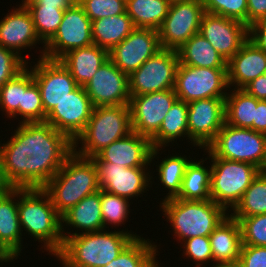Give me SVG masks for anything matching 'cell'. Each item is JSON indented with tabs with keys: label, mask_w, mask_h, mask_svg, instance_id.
<instances>
[{
	"label": "cell",
	"mask_w": 266,
	"mask_h": 267,
	"mask_svg": "<svg viewBox=\"0 0 266 267\" xmlns=\"http://www.w3.org/2000/svg\"><path fill=\"white\" fill-rule=\"evenodd\" d=\"M72 153L73 141L46 121L20 123L0 146L3 174L12 188H42Z\"/></svg>",
	"instance_id": "obj_1"
},
{
	"label": "cell",
	"mask_w": 266,
	"mask_h": 267,
	"mask_svg": "<svg viewBox=\"0 0 266 267\" xmlns=\"http://www.w3.org/2000/svg\"><path fill=\"white\" fill-rule=\"evenodd\" d=\"M18 215L23 232L57 255L64 244L61 215L42 188H18ZM37 239V240H36ZM43 241V242H42Z\"/></svg>",
	"instance_id": "obj_2"
},
{
	"label": "cell",
	"mask_w": 266,
	"mask_h": 267,
	"mask_svg": "<svg viewBox=\"0 0 266 267\" xmlns=\"http://www.w3.org/2000/svg\"><path fill=\"white\" fill-rule=\"evenodd\" d=\"M42 189L62 216L83 198L100 190L98 167L92 158L73 152Z\"/></svg>",
	"instance_id": "obj_3"
},
{
	"label": "cell",
	"mask_w": 266,
	"mask_h": 267,
	"mask_svg": "<svg viewBox=\"0 0 266 267\" xmlns=\"http://www.w3.org/2000/svg\"><path fill=\"white\" fill-rule=\"evenodd\" d=\"M141 236L131 231H106L69 236L57 256L69 267H104L117 258L133 240Z\"/></svg>",
	"instance_id": "obj_4"
},
{
	"label": "cell",
	"mask_w": 266,
	"mask_h": 267,
	"mask_svg": "<svg viewBox=\"0 0 266 267\" xmlns=\"http://www.w3.org/2000/svg\"><path fill=\"white\" fill-rule=\"evenodd\" d=\"M160 207L180 243L196 236H209L229 215L212 199L197 201L172 198L160 201Z\"/></svg>",
	"instance_id": "obj_5"
},
{
	"label": "cell",
	"mask_w": 266,
	"mask_h": 267,
	"mask_svg": "<svg viewBox=\"0 0 266 267\" xmlns=\"http://www.w3.org/2000/svg\"><path fill=\"white\" fill-rule=\"evenodd\" d=\"M132 131L129 105L94 107L89 122L73 141V152L81 157L93 158L103 148Z\"/></svg>",
	"instance_id": "obj_6"
},
{
	"label": "cell",
	"mask_w": 266,
	"mask_h": 267,
	"mask_svg": "<svg viewBox=\"0 0 266 267\" xmlns=\"http://www.w3.org/2000/svg\"><path fill=\"white\" fill-rule=\"evenodd\" d=\"M203 150L208 153L209 161L212 162L210 197L230 213L260 170L246 162L218 158L207 147Z\"/></svg>",
	"instance_id": "obj_7"
},
{
	"label": "cell",
	"mask_w": 266,
	"mask_h": 267,
	"mask_svg": "<svg viewBox=\"0 0 266 267\" xmlns=\"http://www.w3.org/2000/svg\"><path fill=\"white\" fill-rule=\"evenodd\" d=\"M207 148L218 158L266 167V134L224 124Z\"/></svg>",
	"instance_id": "obj_8"
},
{
	"label": "cell",
	"mask_w": 266,
	"mask_h": 267,
	"mask_svg": "<svg viewBox=\"0 0 266 267\" xmlns=\"http://www.w3.org/2000/svg\"><path fill=\"white\" fill-rule=\"evenodd\" d=\"M174 92L190 103L206 98H226L229 89L227 68L192 67L179 63Z\"/></svg>",
	"instance_id": "obj_9"
},
{
	"label": "cell",
	"mask_w": 266,
	"mask_h": 267,
	"mask_svg": "<svg viewBox=\"0 0 266 267\" xmlns=\"http://www.w3.org/2000/svg\"><path fill=\"white\" fill-rule=\"evenodd\" d=\"M92 21L78 2L64 11L63 19L54 36L43 46L39 58L59 60L70 50L93 44Z\"/></svg>",
	"instance_id": "obj_10"
},
{
	"label": "cell",
	"mask_w": 266,
	"mask_h": 267,
	"mask_svg": "<svg viewBox=\"0 0 266 267\" xmlns=\"http://www.w3.org/2000/svg\"><path fill=\"white\" fill-rule=\"evenodd\" d=\"M178 66L177 50L161 48L128 76L130 96L173 89Z\"/></svg>",
	"instance_id": "obj_11"
},
{
	"label": "cell",
	"mask_w": 266,
	"mask_h": 267,
	"mask_svg": "<svg viewBox=\"0 0 266 267\" xmlns=\"http://www.w3.org/2000/svg\"><path fill=\"white\" fill-rule=\"evenodd\" d=\"M204 12L201 0L172 2L158 30L161 48L177 50L193 35L199 33Z\"/></svg>",
	"instance_id": "obj_12"
},
{
	"label": "cell",
	"mask_w": 266,
	"mask_h": 267,
	"mask_svg": "<svg viewBox=\"0 0 266 267\" xmlns=\"http://www.w3.org/2000/svg\"><path fill=\"white\" fill-rule=\"evenodd\" d=\"M177 99L174 89L131 96L129 107L133 132L151 139Z\"/></svg>",
	"instance_id": "obj_13"
},
{
	"label": "cell",
	"mask_w": 266,
	"mask_h": 267,
	"mask_svg": "<svg viewBox=\"0 0 266 267\" xmlns=\"http://www.w3.org/2000/svg\"><path fill=\"white\" fill-rule=\"evenodd\" d=\"M225 124V98L188 103V135L193 147L206 148Z\"/></svg>",
	"instance_id": "obj_14"
},
{
	"label": "cell",
	"mask_w": 266,
	"mask_h": 267,
	"mask_svg": "<svg viewBox=\"0 0 266 267\" xmlns=\"http://www.w3.org/2000/svg\"><path fill=\"white\" fill-rule=\"evenodd\" d=\"M37 64L31 66L33 79L37 83L44 112L48 115L57 104L79 85L70 72L59 60L38 58Z\"/></svg>",
	"instance_id": "obj_15"
},
{
	"label": "cell",
	"mask_w": 266,
	"mask_h": 267,
	"mask_svg": "<svg viewBox=\"0 0 266 267\" xmlns=\"http://www.w3.org/2000/svg\"><path fill=\"white\" fill-rule=\"evenodd\" d=\"M199 33L228 62L248 40L249 27L238 20L204 12Z\"/></svg>",
	"instance_id": "obj_16"
},
{
	"label": "cell",
	"mask_w": 266,
	"mask_h": 267,
	"mask_svg": "<svg viewBox=\"0 0 266 267\" xmlns=\"http://www.w3.org/2000/svg\"><path fill=\"white\" fill-rule=\"evenodd\" d=\"M98 167L100 189L118 196L132 199L144 195L152 183L148 167H123L111 162L95 161ZM147 171V172H146ZM150 173V174H149Z\"/></svg>",
	"instance_id": "obj_17"
},
{
	"label": "cell",
	"mask_w": 266,
	"mask_h": 267,
	"mask_svg": "<svg viewBox=\"0 0 266 267\" xmlns=\"http://www.w3.org/2000/svg\"><path fill=\"white\" fill-rule=\"evenodd\" d=\"M161 49L155 29L135 28L109 51V59L128 76Z\"/></svg>",
	"instance_id": "obj_18"
},
{
	"label": "cell",
	"mask_w": 266,
	"mask_h": 267,
	"mask_svg": "<svg viewBox=\"0 0 266 267\" xmlns=\"http://www.w3.org/2000/svg\"><path fill=\"white\" fill-rule=\"evenodd\" d=\"M84 89L94 107L129 105L128 75L108 59L97 70Z\"/></svg>",
	"instance_id": "obj_19"
},
{
	"label": "cell",
	"mask_w": 266,
	"mask_h": 267,
	"mask_svg": "<svg viewBox=\"0 0 266 267\" xmlns=\"http://www.w3.org/2000/svg\"><path fill=\"white\" fill-rule=\"evenodd\" d=\"M93 109L84 87L78 86L57 104L45 121L74 141L89 122Z\"/></svg>",
	"instance_id": "obj_20"
},
{
	"label": "cell",
	"mask_w": 266,
	"mask_h": 267,
	"mask_svg": "<svg viewBox=\"0 0 266 267\" xmlns=\"http://www.w3.org/2000/svg\"><path fill=\"white\" fill-rule=\"evenodd\" d=\"M160 148H152L148 137L131 132L126 137L112 142L92 159L111 162L123 167H151L152 160L158 157Z\"/></svg>",
	"instance_id": "obj_21"
},
{
	"label": "cell",
	"mask_w": 266,
	"mask_h": 267,
	"mask_svg": "<svg viewBox=\"0 0 266 267\" xmlns=\"http://www.w3.org/2000/svg\"><path fill=\"white\" fill-rule=\"evenodd\" d=\"M39 42L43 43L36 33L31 14L23 4L12 8L0 20V46L16 52L27 63L25 56H22L23 49L32 48Z\"/></svg>",
	"instance_id": "obj_22"
},
{
	"label": "cell",
	"mask_w": 266,
	"mask_h": 267,
	"mask_svg": "<svg viewBox=\"0 0 266 267\" xmlns=\"http://www.w3.org/2000/svg\"><path fill=\"white\" fill-rule=\"evenodd\" d=\"M265 70L266 52L248 39L227 62L229 88L243 89L252 80L264 75Z\"/></svg>",
	"instance_id": "obj_23"
},
{
	"label": "cell",
	"mask_w": 266,
	"mask_h": 267,
	"mask_svg": "<svg viewBox=\"0 0 266 267\" xmlns=\"http://www.w3.org/2000/svg\"><path fill=\"white\" fill-rule=\"evenodd\" d=\"M22 233L18 215V188L11 187L0 194V245L15 259L22 253Z\"/></svg>",
	"instance_id": "obj_24"
},
{
	"label": "cell",
	"mask_w": 266,
	"mask_h": 267,
	"mask_svg": "<svg viewBox=\"0 0 266 267\" xmlns=\"http://www.w3.org/2000/svg\"><path fill=\"white\" fill-rule=\"evenodd\" d=\"M61 220L64 240L69 236L104 230L101 214L100 190L86 196L75 206L71 207L61 216ZM64 226H70L77 230L72 234L71 231L64 232Z\"/></svg>",
	"instance_id": "obj_25"
},
{
	"label": "cell",
	"mask_w": 266,
	"mask_h": 267,
	"mask_svg": "<svg viewBox=\"0 0 266 267\" xmlns=\"http://www.w3.org/2000/svg\"><path fill=\"white\" fill-rule=\"evenodd\" d=\"M109 59V52L95 44L70 50L59 61L70 72L75 82L84 87L101 65Z\"/></svg>",
	"instance_id": "obj_26"
},
{
	"label": "cell",
	"mask_w": 266,
	"mask_h": 267,
	"mask_svg": "<svg viewBox=\"0 0 266 267\" xmlns=\"http://www.w3.org/2000/svg\"><path fill=\"white\" fill-rule=\"evenodd\" d=\"M209 241L214 265L238 262L242 247L241 228L230 214L209 235Z\"/></svg>",
	"instance_id": "obj_27"
},
{
	"label": "cell",
	"mask_w": 266,
	"mask_h": 267,
	"mask_svg": "<svg viewBox=\"0 0 266 267\" xmlns=\"http://www.w3.org/2000/svg\"><path fill=\"white\" fill-rule=\"evenodd\" d=\"M179 63L192 67L227 68L225 58L200 33L177 49Z\"/></svg>",
	"instance_id": "obj_28"
},
{
	"label": "cell",
	"mask_w": 266,
	"mask_h": 267,
	"mask_svg": "<svg viewBox=\"0 0 266 267\" xmlns=\"http://www.w3.org/2000/svg\"><path fill=\"white\" fill-rule=\"evenodd\" d=\"M91 27L93 44L108 52L136 28L126 12L94 20Z\"/></svg>",
	"instance_id": "obj_29"
},
{
	"label": "cell",
	"mask_w": 266,
	"mask_h": 267,
	"mask_svg": "<svg viewBox=\"0 0 266 267\" xmlns=\"http://www.w3.org/2000/svg\"><path fill=\"white\" fill-rule=\"evenodd\" d=\"M180 137H188V103L177 99L164 117L159 131L150 139L152 148L169 146Z\"/></svg>",
	"instance_id": "obj_30"
},
{
	"label": "cell",
	"mask_w": 266,
	"mask_h": 267,
	"mask_svg": "<svg viewBox=\"0 0 266 267\" xmlns=\"http://www.w3.org/2000/svg\"><path fill=\"white\" fill-rule=\"evenodd\" d=\"M258 100L243 89H232L225 98V123L252 129Z\"/></svg>",
	"instance_id": "obj_31"
},
{
	"label": "cell",
	"mask_w": 266,
	"mask_h": 267,
	"mask_svg": "<svg viewBox=\"0 0 266 267\" xmlns=\"http://www.w3.org/2000/svg\"><path fill=\"white\" fill-rule=\"evenodd\" d=\"M169 0H128L126 13L136 28L159 30L168 14Z\"/></svg>",
	"instance_id": "obj_32"
},
{
	"label": "cell",
	"mask_w": 266,
	"mask_h": 267,
	"mask_svg": "<svg viewBox=\"0 0 266 267\" xmlns=\"http://www.w3.org/2000/svg\"><path fill=\"white\" fill-rule=\"evenodd\" d=\"M207 159L208 158H205V160L200 159V161L196 160V162L195 159H191L185 170L180 193L176 198L197 201H207L211 199V167L209 166L206 168L203 166L204 161Z\"/></svg>",
	"instance_id": "obj_33"
},
{
	"label": "cell",
	"mask_w": 266,
	"mask_h": 267,
	"mask_svg": "<svg viewBox=\"0 0 266 267\" xmlns=\"http://www.w3.org/2000/svg\"><path fill=\"white\" fill-rule=\"evenodd\" d=\"M150 239H133L109 264L104 267H160L156 258L159 251Z\"/></svg>",
	"instance_id": "obj_34"
},
{
	"label": "cell",
	"mask_w": 266,
	"mask_h": 267,
	"mask_svg": "<svg viewBox=\"0 0 266 267\" xmlns=\"http://www.w3.org/2000/svg\"><path fill=\"white\" fill-rule=\"evenodd\" d=\"M33 82L31 69L25 67L0 88V109L7 114V117L16 118L20 115L19 123H22L23 93Z\"/></svg>",
	"instance_id": "obj_35"
},
{
	"label": "cell",
	"mask_w": 266,
	"mask_h": 267,
	"mask_svg": "<svg viewBox=\"0 0 266 267\" xmlns=\"http://www.w3.org/2000/svg\"><path fill=\"white\" fill-rule=\"evenodd\" d=\"M266 214V173L260 171L235 206L232 217H250Z\"/></svg>",
	"instance_id": "obj_36"
},
{
	"label": "cell",
	"mask_w": 266,
	"mask_h": 267,
	"mask_svg": "<svg viewBox=\"0 0 266 267\" xmlns=\"http://www.w3.org/2000/svg\"><path fill=\"white\" fill-rule=\"evenodd\" d=\"M186 157L181 154L180 156L176 154L171 157L167 156V158H162L159 165H156L159 181L167 191L169 190L162 201L176 198L179 195L186 167L190 163Z\"/></svg>",
	"instance_id": "obj_37"
},
{
	"label": "cell",
	"mask_w": 266,
	"mask_h": 267,
	"mask_svg": "<svg viewBox=\"0 0 266 267\" xmlns=\"http://www.w3.org/2000/svg\"><path fill=\"white\" fill-rule=\"evenodd\" d=\"M31 14L36 33L45 45L56 33L65 9L50 5H24Z\"/></svg>",
	"instance_id": "obj_38"
},
{
	"label": "cell",
	"mask_w": 266,
	"mask_h": 267,
	"mask_svg": "<svg viewBox=\"0 0 266 267\" xmlns=\"http://www.w3.org/2000/svg\"><path fill=\"white\" fill-rule=\"evenodd\" d=\"M129 199L108 193L100 189V202H101V214L104 224V229L107 228V225H112L118 227L119 225L125 224L130 213V203ZM116 225V226H115Z\"/></svg>",
	"instance_id": "obj_39"
},
{
	"label": "cell",
	"mask_w": 266,
	"mask_h": 267,
	"mask_svg": "<svg viewBox=\"0 0 266 267\" xmlns=\"http://www.w3.org/2000/svg\"><path fill=\"white\" fill-rule=\"evenodd\" d=\"M233 218L239 222L242 245L266 246V214Z\"/></svg>",
	"instance_id": "obj_40"
},
{
	"label": "cell",
	"mask_w": 266,
	"mask_h": 267,
	"mask_svg": "<svg viewBox=\"0 0 266 267\" xmlns=\"http://www.w3.org/2000/svg\"><path fill=\"white\" fill-rule=\"evenodd\" d=\"M204 11L243 22L247 25V0H201Z\"/></svg>",
	"instance_id": "obj_41"
},
{
	"label": "cell",
	"mask_w": 266,
	"mask_h": 267,
	"mask_svg": "<svg viewBox=\"0 0 266 267\" xmlns=\"http://www.w3.org/2000/svg\"><path fill=\"white\" fill-rule=\"evenodd\" d=\"M91 21L126 12L124 0H77Z\"/></svg>",
	"instance_id": "obj_42"
},
{
	"label": "cell",
	"mask_w": 266,
	"mask_h": 267,
	"mask_svg": "<svg viewBox=\"0 0 266 267\" xmlns=\"http://www.w3.org/2000/svg\"><path fill=\"white\" fill-rule=\"evenodd\" d=\"M42 104L41 93L34 81L23 93L22 99V123L44 122L46 119Z\"/></svg>",
	"instance_id": "obj_43"
},
{
	"label": "cell",
	"mask_w": 266,
	"mask_h": 267,
	"mask_svg": "<svg viewBox=\"0 0 266 267\" xmlns=\"http://www.w3.org/2000/svg\"><path fill=\"white\" fill-rule=\"evenodd\" d=\"M181 245L184 247L183 255L196 262V267H205L203 264L213 262L209 236L192 237L183 241Z\"/></svg>",
	"instance_id": "obj_44"
},
{
	"label": "cell",
	"mask_w": 266,
	"mask_h": 267,
	"mask_svg": "<svg viewBox=\"0 0 266 267\" xmlns=\"http://www.w3.org/2000/svg\"><path fill=\"white\" fill-rule=\"evenodd\" d=\"M28 64L16 52L0 46V88L21 72Z\"/></svg>",
	"instance_id": "obj_45"
},
{
	"label": "cell",
	"mask_w": 266,
	"mask_h": 267,
	"mask_svg": "<svg viewBox=\"0 0 266 267\" xmlns=\"http://www.w3.org/2000/svg\"><path fill=\"white\" fill-rule=\"evenodd\" d=\"M238 263L241 267H266V246L242 245Z\"/></svg>",
	"instance_id": "obj_46"
},
{
	"label": "cell",
	"mask_w": 266,
	"mask_h": 267,
	"mask_svg": "<svg viewBox=\"0 0 266 267\" xmlns=\"http://www.w3.org/2000/svg\"><path fill=\"white\" fill-rule=\"evenodd\" d=\"M248 39L259 49L266 52V17L258 20L249 27Z\"/></svg>",
	"instance_id": "obj_47"
},
{
	"label": "cell",
	"mask_w": 266,
	"mask_h": 267,
	"mask_svg": "<svg viewBox=\"0 0 266 267\" xmlns=\"http://www.w3.org/2000/svg\"><path fill=\"white\" fill-rule=\"evenodd\" d=\"M266 17V0H247V26Z\"/></svg>",
	"instance_id": "obj_48"
},
{
	"label": "cell",
	"mask_w": 266,
	"mask_h": 267,
	"mask_svg": "<svg viewBox=\"0 0 266 267\" xmlns=\"http://www.w3.org/2000/svg\"><path fill=\"white\" fill-rule=\"evenodd\" d=\"M243 90L257 100H266V77L264 75L259 76L246 85Z\"/></svg>",
	"instance_id": "obj_49"
},
{
	"label": "cell",
	"mask_w": 266,
	"mask_h": 267,
	"mask_svg": "<svg viewBox=\"0 0 266 267\" xmlns=\"http://www.w3.org/2000/svg\"><path fill=\"white\" fill-rule=\"evenodd\" d=\"M252 130L266 134V100H258Z\"/></svg>",
	"instance_id": "obj_50"
},
{
	"label": "cell",
	"mask_w": 266,
	"mask_h": 267,
	"mask_svg": "<svg viewBox=\"0 0 266 267\" xmlns=\"http://www.w3.org/2000/svg\"><path fill=\"white\" fill-rule=\"evenodd\" d=\"M77 0H22L23 5H50L61 9L69 8Z\"/></svg>",
	"instance_id": "obj_51"
},
{
	"label": "cell",
	"mask_w": 266,
	"mask_h": 267,
	"mask_svg": "<svg viewBox=\"0 0 266 267\" xmlns=\"http://www.w3.org/2000/svg\"><path fill=\"white\" fill-rule=\"evenodd\" d=\"M10 188L11 187L7 183V181H6L5 177H4V174H3L2 163H1V155H0V194L3 193V192H6Z\"/></svg>",
	"instance_id": "obj_52"
},
{
	"label": "cell",
	"mask_w": 266,
	"mask_h": 267,
	"mask_svg": "<svg viewBox=\"0 0 266 267\" xmlns=\"http://www.w3.org/2000/svg\"><path fill=\"white\" fill-rule=\"evenodd\" d=\"M15 259L6 249H4L1 245H0V262L1 264L4 262H9Z\"/></svg>",
	"instance_id": "obj_53"
},
{
	"label": "cell",
	"mask_w": 266,
	"mask_h": 267,
	"mask_svg": "<svg viewBox=\"0 0 266 267\" xmlns=\"http://www.w3.org/2000/svg\"><path fill=\"white\" fill-rule=\"evenodd\" d=\"M211 267H241L238 262L235 263H222V264H213Z\"/></svg>",
	"instance_id": "obj_54"
},
{
	"label": "cell",
	"mask_w": 266,
	"mask_h": 267,
	"mask_svg": "<svg viewBox=\"0 0 266 267\" xmlns=\"http://www.w3.org/2000/svg\"><path fill=\"white\" fill-rule=\"evenodd\" d=\"M55 257H57L58 260H60L61 264L63 267H69L64 261H62L57 255H55Z\"/></svg>",
	"instance_id": "obj_55"
},
{
	"label": "cell",
	"mask_w": 266,
	"mask_h": 267,
	"mask_svg": "<svg viewBox=\"0 0 266 267\" xmlns=\"http://www.w3.org/2000/svg\"><path fill=\"white\" fill-rule=\"evenodd\" d=\"M171 3L175 1H187V0H169Z\"/></svg>",
	"instance_id": "obj_56"
}]
</instances>
